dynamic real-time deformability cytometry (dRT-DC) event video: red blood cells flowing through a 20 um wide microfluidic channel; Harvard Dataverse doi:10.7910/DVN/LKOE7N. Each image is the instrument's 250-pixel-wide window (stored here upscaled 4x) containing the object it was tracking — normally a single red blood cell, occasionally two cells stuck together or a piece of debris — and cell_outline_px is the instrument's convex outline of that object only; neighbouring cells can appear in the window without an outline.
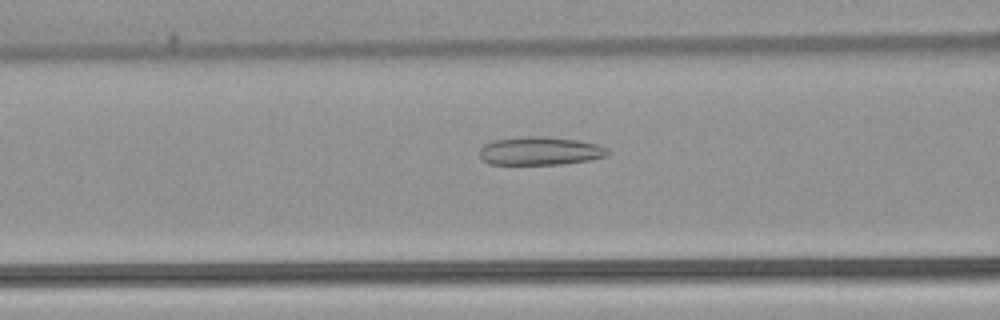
{"species": "common noctule bat (a hibernating species)", "species_latin": "Nyctalus noctula", "temperature_condition": "warm", "stored_images_in_passage": 52, "camera_frame_rate_fps": 3000, "um_per_image_px": 0.085, "animal": {"sex": "female", "body_mass_g": 22.7, "forearm_length_mm": 54.2}, "frame": {"image": 1, "passage_image": 21, "time_ms": 6.667, "image_size_px": [1000, 320], "cell_outline_px": [[612, 152], [608, 156], [588, 160], [564, 164], [488, 164], [480, 160], [480, 148], [484, 144], [492, 140], [524, 136], [544, 136], [580, 140], [596, 144], [608, 148]], "centroid_in_image_um": [45.91, 12.83], "position_along_channel_um": 120.7, "area_um2": 21.5}}
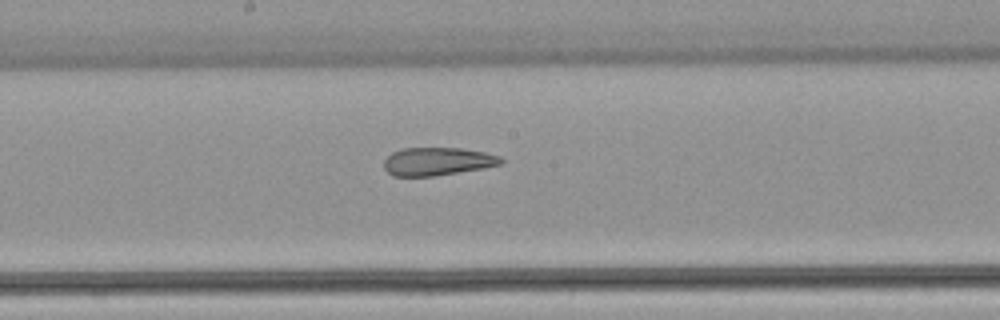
{"frame": {"image": 2, "passage_image": 28, "time_ms": 9.0, "image_size_px": [1000, 320], "cell_outline_px": [[504, 160], [500, 164], [484, 168], [436, 176], [392, 176], [384, 168], [384, 160], [392, 152], [404, 148], [460, 148], [484, 152], [500, 156]], "centroid_in_image_um": [37.18, 13.72], "position_along_channel_um": 211.0, "area_um2": 19.13}}
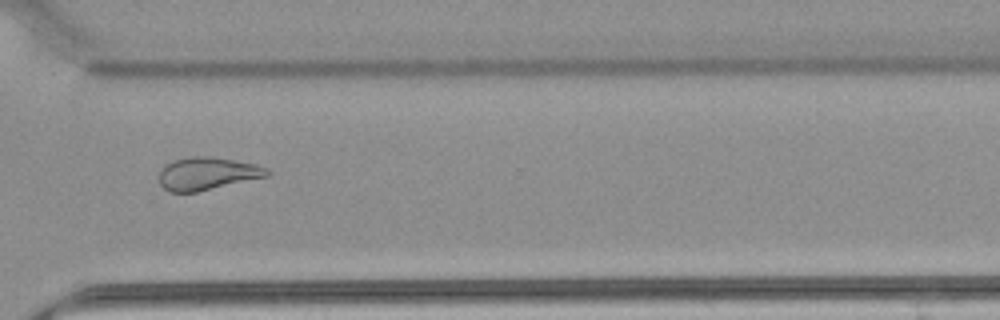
{"frame": {"image": 3, "passage_image": 39, "time_ms": 12.667, "image_size_px": [1000, 320], "cell_outline_px": [[272, 172], [268, 176], [196, 192], [168, 192], [160, 184], [156, 176], [160, 168], [164, 164], [172, 160], [192, 156], [208, 156], [256, 164], [268, 168]], "centroid_in_image_um": [17.55, 14.75], "position_along_channel_um": 353.0, "area_um2": 20.87}, "authors_computed_cell_mechanics": {"area_um2": 24.1604, "velocity_mm_per_s": 3.8748, "shape_relaxation_time_tau1_ms": null, "shape_relaxation_time_tau2_ms": 2.2579, "deformation_change_tau1": null, "deformation_change_tau2": 0.1072}}